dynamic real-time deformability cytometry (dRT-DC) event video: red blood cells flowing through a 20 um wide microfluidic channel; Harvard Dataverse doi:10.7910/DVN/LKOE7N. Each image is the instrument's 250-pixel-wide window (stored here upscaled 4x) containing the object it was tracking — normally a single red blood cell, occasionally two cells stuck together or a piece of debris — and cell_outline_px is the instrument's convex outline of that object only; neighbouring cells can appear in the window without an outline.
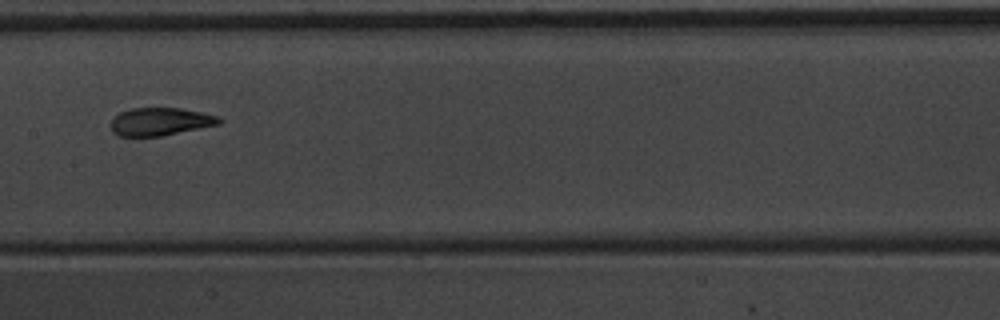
{"species": "common noctule bat (a hibernating species)", "species_latin": "Nyctalus noctula", "temperature_condition": "warm", "stored_images_in_passage": 10, "camera_frame_rate_fps": 3000, "um_per_image_px": 0.085, "animal": {"sex": "male", "body_mass_g": 20.1, "forearm_length_mm": 53.5}, "frame": {"image": 1, "passage_image": 4, "time_ms": 1.0, "image_size_px": [1000, 320], "cell_outline_px": [[224, 120], [220, 124], [160, 136], [120, 136], [112, 132], [112, 120], [120, 112], [132, 108], [180, 108], [200, 112], [216, 116]], "centroid_in_image_um": [13.63, 10.33], "position_along_channel_um": 193.8, "area_um2": 17.34}}
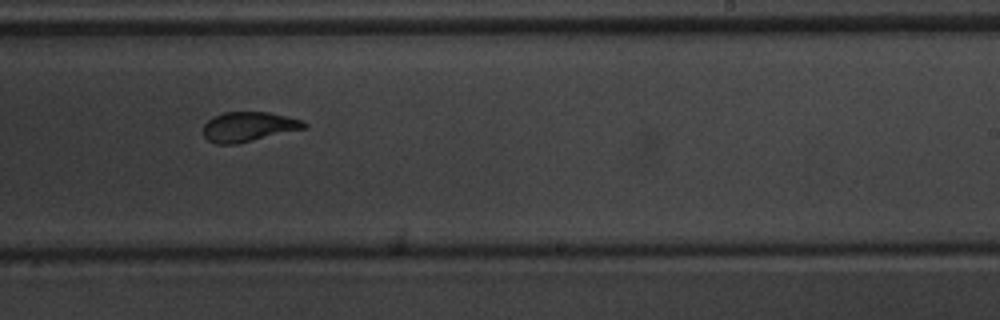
{"frame": {"image": 2, "passage_image": 6, "time_ms": 1.667, "image_size_px": [1000, 320], "cell_outline_px": [[308, 124], [304, 128], [236, 144], [216, 144], [208, 140], [204, 136], [204, 124], [212, 116], [224, 112], [268, 112], [300, 120]], "centroid_in_image_um": [21.06, 10.77], "position_along_channel_um": 267.9, "area_um2": 17.17}}
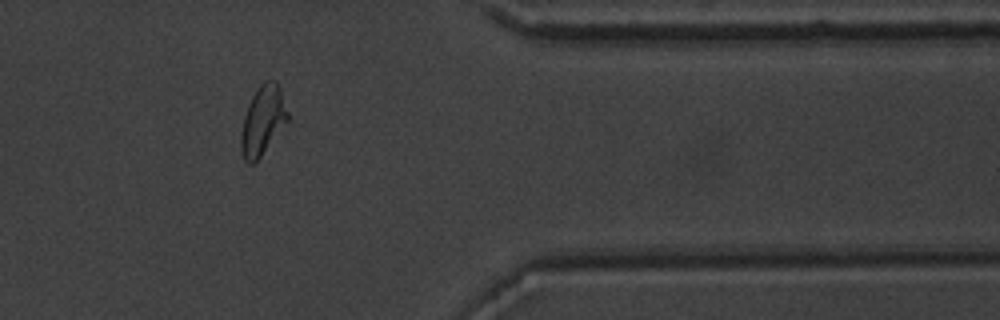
{"frame": {"image": 3, "passage_image": 9, "time_ms": 2.667, "image_size_px": [1000, 320], "cell_outline_px": [[288, 120], [256, 164], [248, 164], [244, 160], [240, 148], [240, 132], [244, 116], [248, 104], [252, 96], [260, 84], [264, 80], [276, 80], [280, 88], [288, 112]], "centroid_in_image_um": [22.31, 10.27], "position_along_channel_um": 389.1, "area_um2": 19.07}}